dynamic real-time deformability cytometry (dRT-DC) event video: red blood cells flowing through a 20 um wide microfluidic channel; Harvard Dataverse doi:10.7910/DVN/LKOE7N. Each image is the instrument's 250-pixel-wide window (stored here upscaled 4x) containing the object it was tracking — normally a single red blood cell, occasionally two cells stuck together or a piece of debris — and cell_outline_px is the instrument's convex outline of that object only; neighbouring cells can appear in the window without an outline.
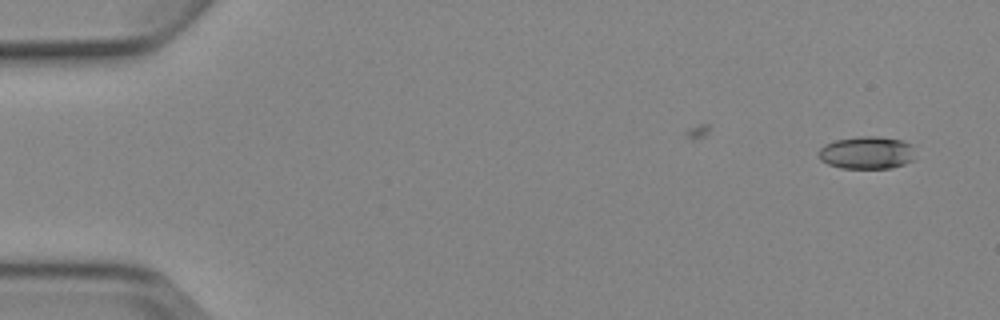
{"species": "Egyptian fruit bat (a non-hibernating species)", "species_latin": "Rousettus aegyptiacus", "temperature_condition": "cold", "stored_images_in_passage": 2, "camera_frame_rate_fps": 3000, "um_per_image_px": 0.085, "animal": {"sex": "female"}, "frame": {"image": 1, "passage_image": 2, "time_ms": 1.0, "image_size_px": [1000, 320], "cell_outline_px": [[912, 160], [904, 164], [892, 168], [840, 168], [828, 164], [820, 160], [820, 148], [824, 144], [836, 140], [860, 136], [876, 136], [900, 140], [912, 144]], "centroid_in_image_um": [73.65, 12.98], "position_along_channel_um": 11.3, "area_um2": 18.21}}